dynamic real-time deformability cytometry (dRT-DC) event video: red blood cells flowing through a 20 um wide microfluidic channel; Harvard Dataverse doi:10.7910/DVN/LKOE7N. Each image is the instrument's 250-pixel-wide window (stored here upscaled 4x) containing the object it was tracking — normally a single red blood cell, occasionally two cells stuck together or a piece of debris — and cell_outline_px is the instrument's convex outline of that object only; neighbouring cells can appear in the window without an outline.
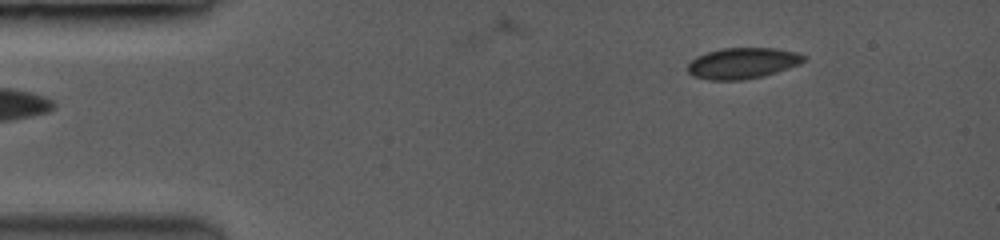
{"species": "common noctule bat (a hibernating species)", "species_latin": "Nyctalus noctula", "temperature_condition": "room temperature", "stored_images_in_passage": 5, "segment_of_instrument_passage": [2, 2], "camera_frame_rate_fps": 3500, "um_per_image_px": 0.085, "animal": {"sex": "female", "body_mass_g": 19.0, "forearm_length_mm": 53.3}, "frame": {"image": 1, "passage_image": 5, "time_ms": 2.857, "image_size_px": [1000, 240], "cell_outline_px": [[804, 60], [796, 64], [760, 76], [740, 80], [712, 80], [696, 76], [688, 72], [688, 64], [696, 56], [708, 52], [724, 48], [772, 48], [796, 52], [804, 56]], "centroid_in_image_um": [63.04, 5.36], "position_along_channel_um": 22.0, "area_um2": 20.17}}